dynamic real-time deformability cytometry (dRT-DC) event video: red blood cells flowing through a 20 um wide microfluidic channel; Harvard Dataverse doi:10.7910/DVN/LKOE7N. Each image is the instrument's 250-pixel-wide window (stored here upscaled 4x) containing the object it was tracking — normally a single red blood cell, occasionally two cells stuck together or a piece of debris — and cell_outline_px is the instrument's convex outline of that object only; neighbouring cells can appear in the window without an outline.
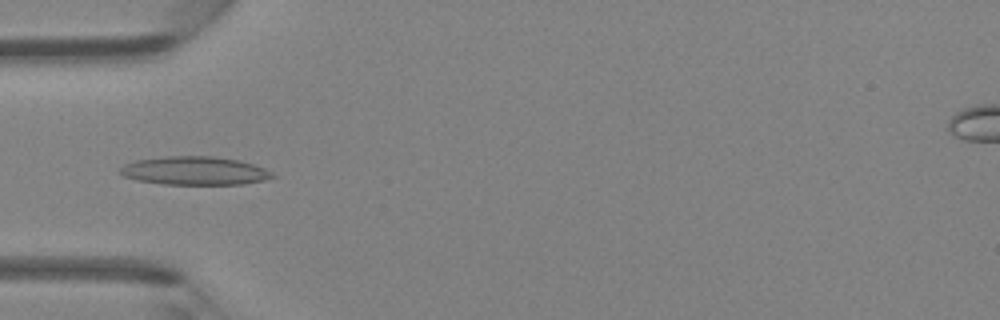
{"species": "Egyptian fruit bat (a non-hibernating species)", "species_latin": "Rousettus aegyptiacus", "temperature_condition": "room temperature", "stored_images_in_passage": 5, "camera_frame_rate_fps": 3000, "um_per_image_px": 0.085, "animal": {"sex": "female"}, "frame": {"image": 1, "passage_image": 5, "time_ms": 4.667, "image_size_px": [1000, 320], "cell_outline_px": [[276, 176], [264, 180], [244, 184], [164, 184], [136, 180], [124, 176], [120, 172], [120, 168], [124, 164], [136, 160], [164, 156], [212, 156], [240, 160], [264, 168], [272, 172]], "centroid_in_image_um": [16.55, 14.51], "position_along_channel_um": 68.5, "area_um2": 25.2}}